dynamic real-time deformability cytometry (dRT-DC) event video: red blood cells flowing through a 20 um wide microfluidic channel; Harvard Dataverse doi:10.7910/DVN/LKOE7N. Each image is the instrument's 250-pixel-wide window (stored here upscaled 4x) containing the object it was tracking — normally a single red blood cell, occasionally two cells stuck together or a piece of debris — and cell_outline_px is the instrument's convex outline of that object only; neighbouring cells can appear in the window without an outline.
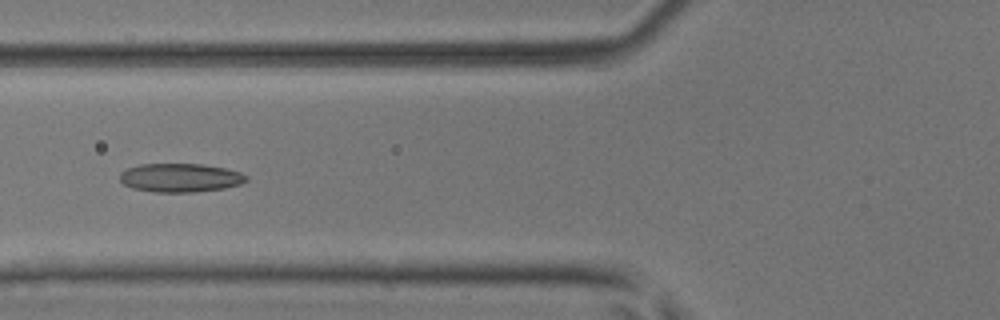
{"species": "common noctule bat (a hibernating species)", "species_latin": "Nyctalus noctula", "temperature_condition": "room temperature", "stored_images_in_passage": 7, "camera_frame_rate_fps": 3000, "um_per_image_px": 0.085, "animal": {"sex": "male", "body_mass_g": 17.9, "forearm_length_mm": 54.2}, "frame": {"image": 1, "passage_image": 6, "time_ms": 1.667, "image_size_px": [1000, 320], "cell_outline_px": [[248, 180], [240, 184], [224, 188], [196, 192], [156, 192], [132, 188], [124, 184], [120, 180], [120, 172], [128, 168], [140, 164], [200, 164], [224, 168], [240, 172], [248, 176]], "centroid_in_image_um": [15.32, 15.11], "position_along_channel_um": 110.5, "area_um2": 21.1}}
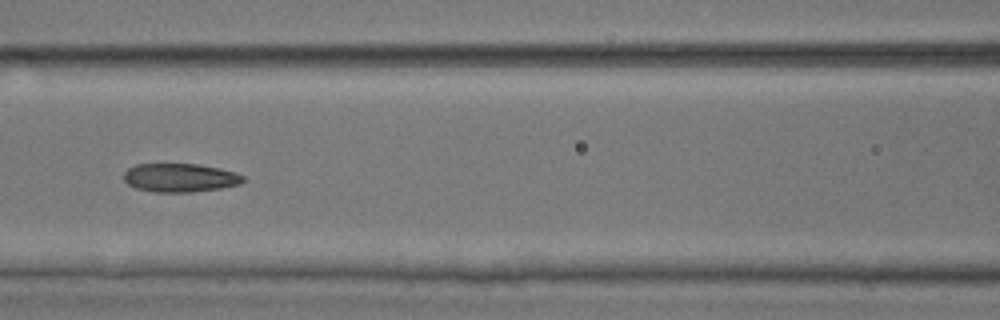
{"frame": {"image": 2, "passage_image": 7, "time_ms": 2.0, "image_size_px": [1000, 320], "cell_outline_px": [[244, 180], [240, 184], [220, 188], [192, 192], [152, 192], [136, 188], [128, 184], [124, 180], [124, 172], [128, 168], [136, 164], [196, 164], [220, 168], [236, 172], [244, 176]], "centroid_in_image_um": [15.3, 15.1], "position_along_channel_um": 151.3, "area_um2": 19.94}}